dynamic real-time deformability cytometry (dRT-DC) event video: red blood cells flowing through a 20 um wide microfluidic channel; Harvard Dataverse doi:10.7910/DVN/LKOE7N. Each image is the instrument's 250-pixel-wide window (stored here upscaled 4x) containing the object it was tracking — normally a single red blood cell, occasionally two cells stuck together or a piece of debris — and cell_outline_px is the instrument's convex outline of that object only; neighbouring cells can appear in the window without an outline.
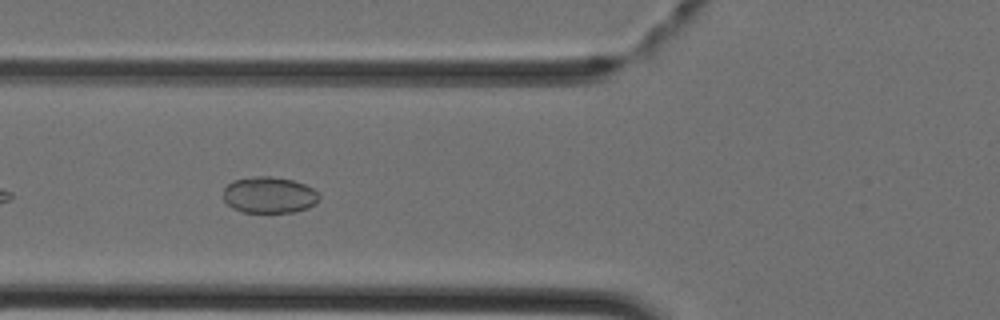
{"species": "Egyptian fruit bat (a non-hibernating species)", "species_latin": "Rousettus aegyptiacus", "temperature_condition": "cold", "stored_images_in_passage": 4, "camera_frame_rate_fps": 3000, "um_per_image_px": 0.085, "animal": {"sex": "female"}, "frame": {"image": 1, "passage_image": 4, "time_ms": 1.0, "image_size_px": [1000, 320], "cell_outline_px": [[320, 200], [316, 204], [308, 208], [292, 212], [244, 212], [232, 208], [224, 200], [224, 188], [228, 184], [236, 180], [256, 176], [272, 176], [292, 180], [304, 184], [312, 188], [320, 196]], "centroid_in_image_um": [22.9, 16.58], "position_along_channel_um": 102.9, "area_um2": 20.23}}